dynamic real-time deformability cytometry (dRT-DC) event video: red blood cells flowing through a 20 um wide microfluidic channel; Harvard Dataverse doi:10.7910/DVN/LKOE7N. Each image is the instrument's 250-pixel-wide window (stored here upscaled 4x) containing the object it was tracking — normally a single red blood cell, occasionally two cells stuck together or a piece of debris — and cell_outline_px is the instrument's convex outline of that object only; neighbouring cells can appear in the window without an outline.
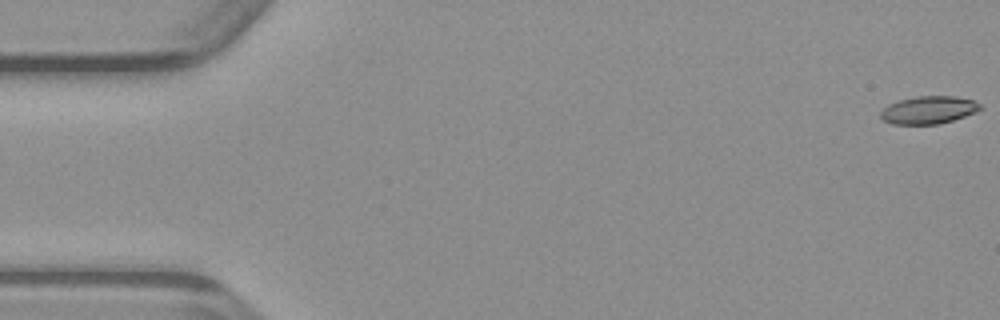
{"species": "common noctule bat (a hibernating species)", "species_latin": "Nyctalus noctula", "temperature_condition": "warm", "stored_images_in_passage": 50, "camera_frame_rate_fps": 3000, "um_per_image_px": 0.085, "animal": {"sex": "male", "body_mass_g": 23.1, "forearm_length_mm": 52.7}, "frame": {"image": 1, "passage_image": 1, "time_ms": 0.0, "image_size_px": [1000, 320], "cell_outline_px": [[984, 108], [976, 112], [940, 124], [892, 124], [884, 120], [880, 116], [880, 112], [888, 104], [900, 100], [916, 96], [956, 96], [972, 100], [980, 104]], "centroid_in_image_um": [78.94, 9.34], "position_along_channel_um": 6.1, "area_um2": 16.07}}
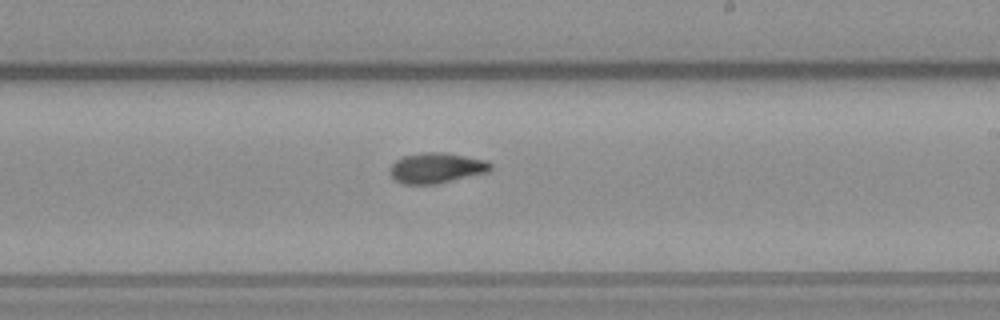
{"frame": {"image": 2, "passage_image": 29, "time_ms": 9.333, "image_size_px": [1000, 320], "cell_outline_px": [[492, 168], [488, 172], [436, 184], [404, 184], [396, 180], [388, 172], [388, 168], [396, 160], [404, 156], [424, 152], [444, 152], [488, 160], [492, 164]], "centroid_in_image_um": [37.1, 14.27], "position_along_channel_um": 251.9, "area_um2": 17.92}}
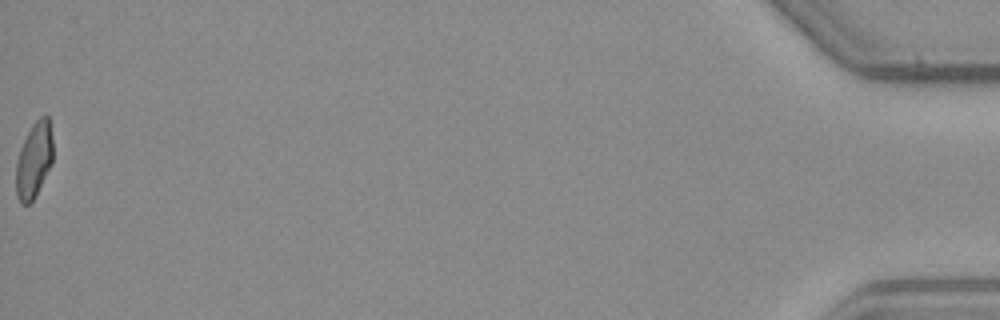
{"frame": {"image": 3, "passage_image": 50, "time_ms": 16.333, "image_size_px": [1000, 320], "cell_outline_px": [[52, 164], [36, 196], [28, 204], [20, 204], [16, 196], [16, 164], [20, 148], [32, 124], [40, 116], [48, 116], [52, 136]], "centroid_in_image_um": [2.88, 13.63], "position_along_channel_um": 432.3, "area_um2": 16.36}}